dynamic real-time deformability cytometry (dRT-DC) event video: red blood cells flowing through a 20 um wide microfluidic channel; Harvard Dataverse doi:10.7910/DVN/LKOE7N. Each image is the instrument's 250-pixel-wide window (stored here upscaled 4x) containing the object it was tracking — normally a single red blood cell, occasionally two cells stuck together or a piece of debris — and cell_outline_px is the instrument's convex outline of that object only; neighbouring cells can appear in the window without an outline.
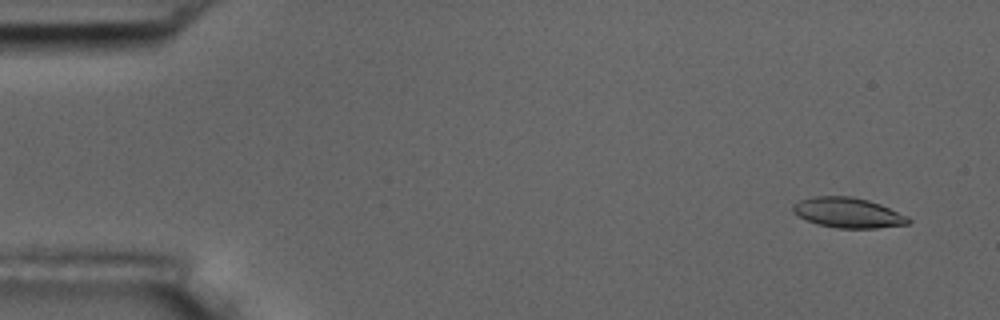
{"species": "common noctule bat (a hibernating species)", "species_latin": "Nyctalus noctula", "temperature_condition": "room temperature", "stored_images_in_passage": 5, "camera_frame_rate_fps": 3000, "um_per_image_px": 0.085, "animal": {"sex": "male", "body_mass_g": 17.5, "forearm_length_mm": 52.3}, "frame": {"image": 1, "passage_image": 1, "time_ms": 0.0, "image_size_px": [1000, 320], "cell_outline_px": [[912, 220], [908, 224], [876, 228], [836, 228], [816, 224], [792, 212], [792, 204], [800, 200], [816, 196], [852, 196], [868, 200], [880, 204], [908, 216]], "centroid_in_image_um": [72.08, 18.08], "position_along_channel_um": 12.9, "area_um2": 20.29}}